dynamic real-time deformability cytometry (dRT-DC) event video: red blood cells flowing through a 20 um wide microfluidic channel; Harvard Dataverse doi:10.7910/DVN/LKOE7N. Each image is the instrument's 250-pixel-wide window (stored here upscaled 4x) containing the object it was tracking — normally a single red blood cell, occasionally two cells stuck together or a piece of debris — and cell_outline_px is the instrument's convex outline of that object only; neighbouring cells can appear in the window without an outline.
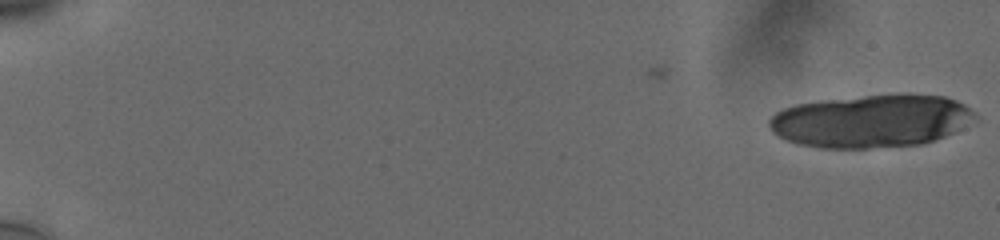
{"species": "human", "species_latin": "Homo sapiens", "temperature_condition": "cold", "stored_images_in_passage": 21, "camera_frame_rate_fps": 3000, "um_per_image_px": 0.085, "donor": {"sex": "male"}, "frame": {"image": 1, "passage_image": 1, "time_ms": 0.0, "image_size_px": [1000, 240], "cell_outline_px": [[980, 120], [944, 136], [924, 144], [868, 148], [820, 148], [796, 144], [776, 136], [768, 128], [768, 120], [776, 112], [784, 108], [796, 104], [824, 100], [864, 96], [908, 92], [944, 96], [956, 100], [964, 104], [976, 112]], "centroid_in_image_um": [74.1, 10.28], "position_along_channel_um": 10.9, "area_um2": 64.45}}